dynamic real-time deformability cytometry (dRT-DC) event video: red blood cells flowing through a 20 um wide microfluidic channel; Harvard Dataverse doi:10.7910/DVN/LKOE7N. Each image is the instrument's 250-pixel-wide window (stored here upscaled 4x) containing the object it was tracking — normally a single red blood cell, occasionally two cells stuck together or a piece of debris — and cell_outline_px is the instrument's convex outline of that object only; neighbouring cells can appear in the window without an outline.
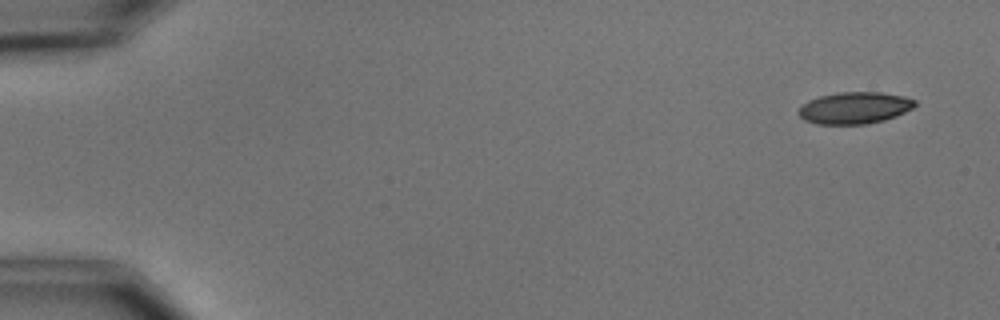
{"species": "common noctule bat (a hibernating species)", "species_latin": "Nyctalus noctula", "temperature_condition": "cold", "stored_images_in_passage": 10, "camera_frame_rate_fps": 3000, "um_per_image_px": 0.085, "animal": {"sex": "male", "body_mass_g": 15.6}, "frame": {"image": 1, "passage_image": 1, "time_ms": 0.0, "image_size_px": [1000, 320], "cell_outline_px": [[916, 104], [912, 108], [896, 116], [884, 120], [864, 124], [816, 124], [804, 120], [796, 112], [808, 100], [820, 96], [836, 92], [880, 92], [904, 96], [916, 100]], "centroid_in_image_um": [72.63, 9.17], "position_along_channel_um": 12.4, "area_um2": 21.56}}
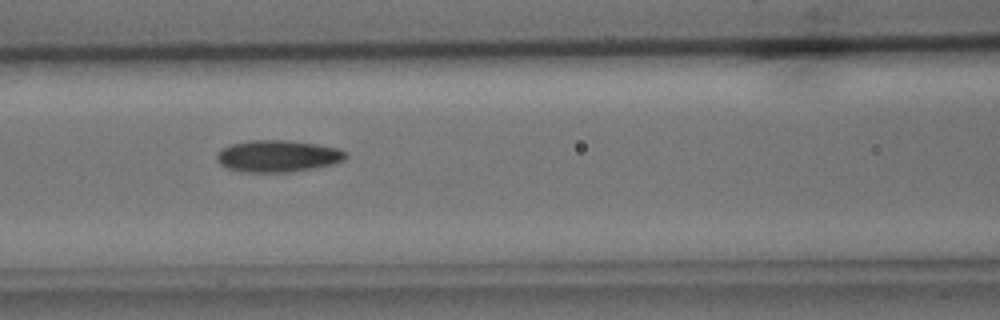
{"frame": {"image": 2, "passage_image": 7, "time_ms": 7.0, "image_size_px": [1000, 320], "cell_outline_px": [[348, 156], [344, 160], [332, 164], [316, 168], [288, 172], [240, 172], [228, 168], [220, 164], [216, 160], [216, 156], [224, 148], [232, 144], [252, 140], [288, 140], [316, 144], [340, 148], [348, 152]], "centroid_in_image_um": [23.66, 13.27], "position_along_channel_um": 142.9, "area_um2": 23.99}}
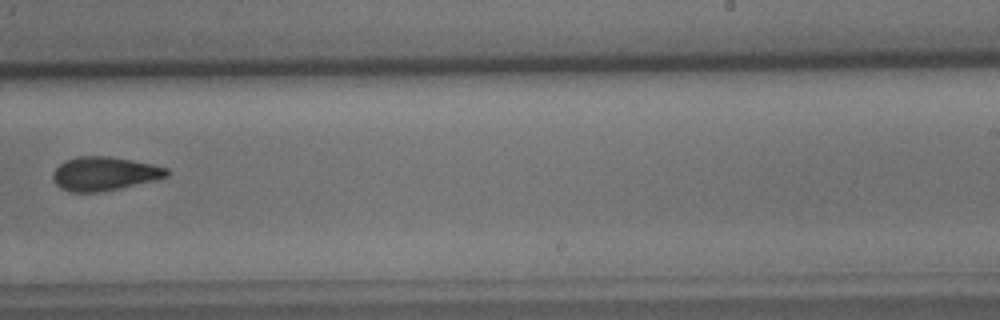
{"frame": {"image": 3, "passage_image": 10, "time_ms": 10.667, "image_size_px": [1000, 320], "cell_outline_px": [[168, 176], [156, 180], [100, 192], [72, 192], [60, 188], [52, 180], [52, 172], [64, 160], [76, 156], [108, 156], [132, 160], [152, 164], [168, 168]], "centroid_in_image_um": [8.84, 14.76], "position_along_channel_um": 280.2, "area_um2": 22.48}}